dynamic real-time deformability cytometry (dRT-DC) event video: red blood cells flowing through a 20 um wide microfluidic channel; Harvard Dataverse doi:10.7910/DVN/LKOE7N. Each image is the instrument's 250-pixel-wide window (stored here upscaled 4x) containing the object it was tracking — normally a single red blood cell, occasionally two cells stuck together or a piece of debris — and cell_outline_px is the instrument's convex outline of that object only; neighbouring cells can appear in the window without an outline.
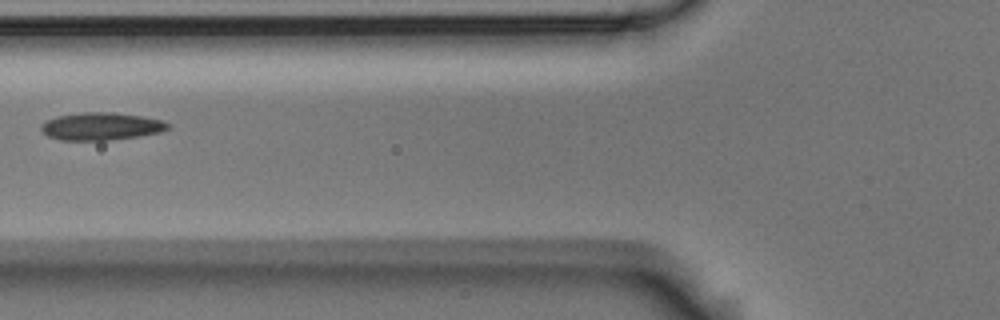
{"species": "Egyptian fruit bat (a non-hibernating species)", "species_latin": "Rousettus aegyptiacus", "temperature_condition": "room temperature", "stored_images_in_passage": 6, "camera_frame_rate_fps": 3000, "um_per_image_px": 0.085, "animal": {"sex": "male"}, "frame": {"image": 1, "passage_image": 5, "time_ms": 1.333, "image_size_px": [1000, 320], "cell_outline_px": [[172, 124], [168, 128], [160, 132], [136, 136], [108, 140], [60, 140], [48, 136], [40, 128], [40, 124], [56, 116], [80, 112], [112, 112], [140, 116], [164, 120]], "centroid_in_image_um": [8.59, 10.73], "position_along_channel_um": 117.2, "area_um2": 20.35}}
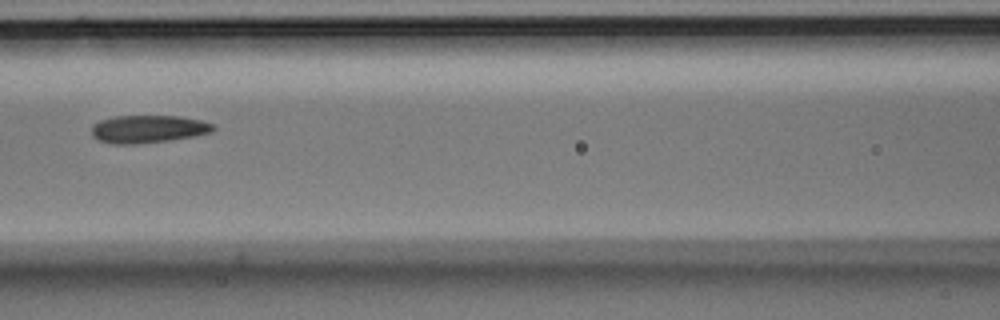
{"frame": {"image": 2, "passage_image": 6, "time_ms": 1.667, "image_size_px": [1000, 320], "cell_outline_px": [[216, 128], [212, 132], [196, 136], [172, 140], [136, 144], [112, 144], [100, 140], [92, 136], [92, 124], [100, 120], [116, 116], [176, 116], [200, 120], [212, 124]], "centroid_in_image_um": [12.59, 10.97], "position_along_channel_um": 154.0, "area_um2": 19.71}}